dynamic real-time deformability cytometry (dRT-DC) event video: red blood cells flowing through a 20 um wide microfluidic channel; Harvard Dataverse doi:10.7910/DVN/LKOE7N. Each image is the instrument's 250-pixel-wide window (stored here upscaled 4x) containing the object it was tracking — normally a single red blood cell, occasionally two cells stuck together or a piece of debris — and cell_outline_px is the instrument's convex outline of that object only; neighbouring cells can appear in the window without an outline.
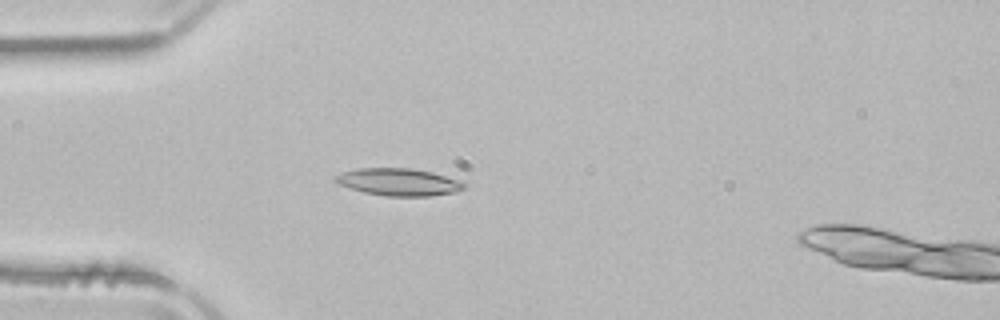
{"species": "common noctule bat (a hibernating species)", "species_latin": "Nyctalus noctula", "temperature_condition": "room temperature", "stored_images_in_passage": 52, "camera_frame_rate_fps": 3000, "um_per_image_px": 0.085, "animal": {"sex": "male", "body_mass_g": 21.5, "forearm_length_mm": 52.0}, "frame": {"image": 1, "passage_image": 14, "time_ms": 4.333, "image_size_px": [1000, 320], "cell_outline_px": [[464, 188], [452, 192], [428, 196], [388, 196], [364, 192], [336, 184], [332, 180], [332, 176], [356, 168], [412, 168], [432, 172], [460, 180], [464, 184]], "centroid_in_image_um": [33.8, 15.46], "position_along_channel_um": 51.2, "area_um2": 20.46}}
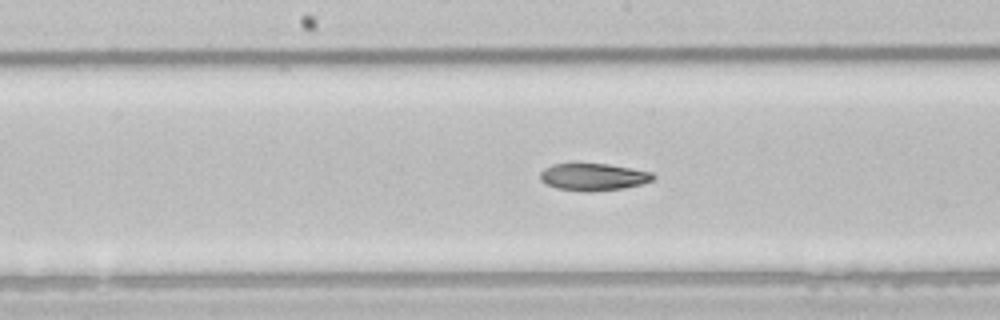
{"frame": {"image": 2, "passage_image": 26, "time_ms": 8.333, "image_size_px": [1000, 320], "cell_outline_px": [[656, 176], [652, 180], [640, 184], [624, 188], [588, 192], [584, 192], [556, 188], [540, 180], [540, 172], [544, 168], [552, 164], [572, 160], [576, 160], [608, 164], [632, 168], [652, 172]], "centroid_in_image_um": [50.37, 14.98], "position_along_channel_um": 197.8, "area_um2": 18.73}}
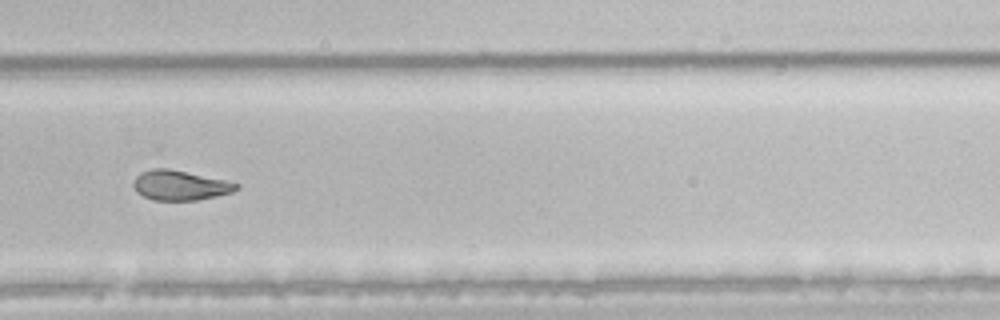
{"frame": {"image": 3, "passage_image": 35, "time_ms": 11.333, "image_size_px": [1000, 320], "cell_outline_px": [[240, 188], [232, 192], [216, 196], [196, 200], [152, 200], [136, 192], [132, 184], [136, 176], [140, 172], [152, 168], [168, 168], [224, 180], [240, 184]], "centroid_in_image_um": [15.28, 15.75], "position_along_channel_um": 314.5, "area_um2": 17.86}, "authors_computed_cell_mechanics": {"area_um2": 19.6231, "velocity_mm_per_s": 3.908, "shape_relaxation_time_tau1_ms": 8.5622, "shape_relaxation_time_tau2_ms": null, "deformation_change_tau1": 0.2172, "deformation_change_tau2": null}}